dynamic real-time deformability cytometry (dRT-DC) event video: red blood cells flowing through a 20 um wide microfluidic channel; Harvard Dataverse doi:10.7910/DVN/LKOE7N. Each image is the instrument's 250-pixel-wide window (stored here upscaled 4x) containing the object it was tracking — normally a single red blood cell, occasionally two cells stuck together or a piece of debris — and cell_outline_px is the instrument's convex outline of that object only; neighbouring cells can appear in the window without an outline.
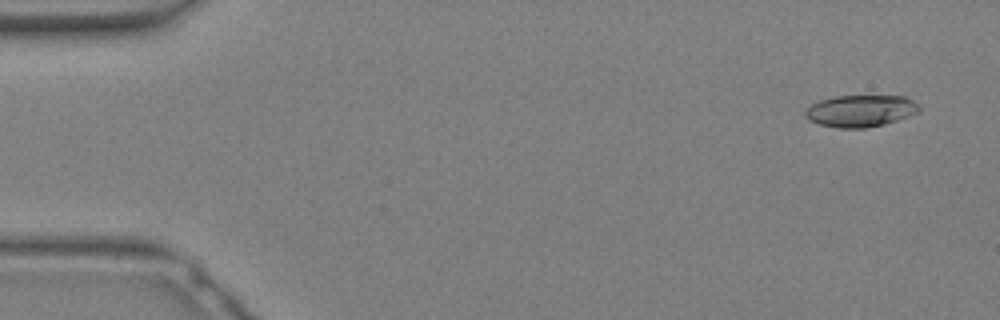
{"species": "Egyptian fruit bat (a non-hibernating species)", "species_latin": "Rousettus aegyptiacus", "temperature_condition": "warm", "stored_images_in_passage": 23, "camera_frame_rate_fps": 3000, "um_per_image_px": 0.085, "animal": {"sex": "female"}, "frame": {"image": 1, "passage_image": 2, "time_ms": 0.333, "image_size_px": [1000, 320], "cell_outline_px": [[920, 108], [916, 112], [908, 116], [884, 124], [864, 128], [840, 128], [820, 124], [808, 120], [804, 116], [804, 112], [812, 104], [820, 100], [832, 96], [904, 96], [912, 100]], "centroid_in_image_um": [73.1, 9.42], "position_along_channel_um": 11.9, "area_um2": 20.92}}
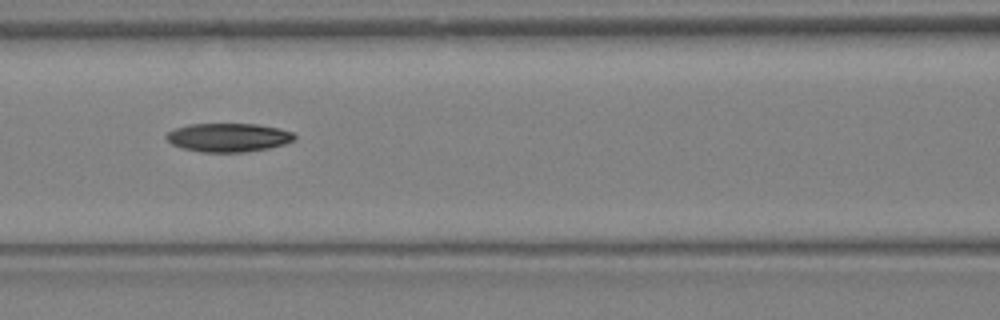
{"frame": {"image": 2, "passage_image": 14, "time_ms": 4.333, "image_size_px": [1000, 320], "cell_outline_px": [[296, 140], [284, 144], [268, 148], [244, 152], [200, 152], [184, 148], [172, 144], [164, 136], [168, 132], [176, 128], [188, 124], [256, 124], [280, 128], [292, 132], [296, 136]], "centroid_in_image_um": [19.43, 11.68], "position_along_channel_um": 147.2, "area_um2": 21.39}}
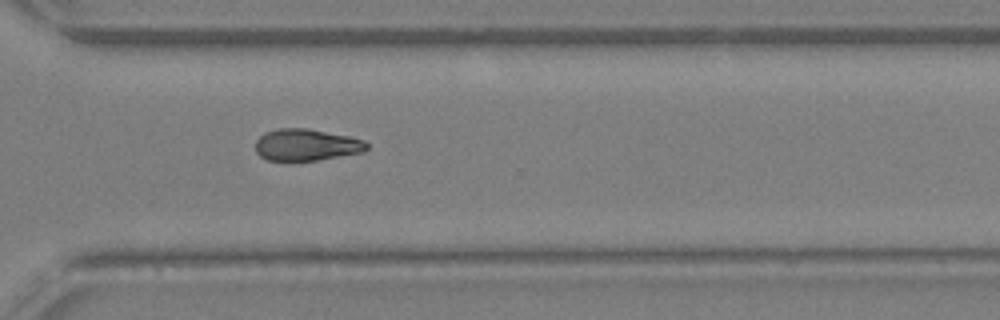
{"frame": {"image": 3, "passage_image": 23, "time_ms": 7.333, "image_size_px": [1000, 320], "cell_outline_px": [[368, 148], [360, 152], [316, 160], [268, 160], [260, 156], [256, 152], [256, 140], [264, 132], [280, 128], [308, 128], [348, 136], [364, 140], [368, 144]], "centroid_in_image_um": [26.01, 12.3], "position_along_channel_um": 344.6, "area_um2": 20.35}}